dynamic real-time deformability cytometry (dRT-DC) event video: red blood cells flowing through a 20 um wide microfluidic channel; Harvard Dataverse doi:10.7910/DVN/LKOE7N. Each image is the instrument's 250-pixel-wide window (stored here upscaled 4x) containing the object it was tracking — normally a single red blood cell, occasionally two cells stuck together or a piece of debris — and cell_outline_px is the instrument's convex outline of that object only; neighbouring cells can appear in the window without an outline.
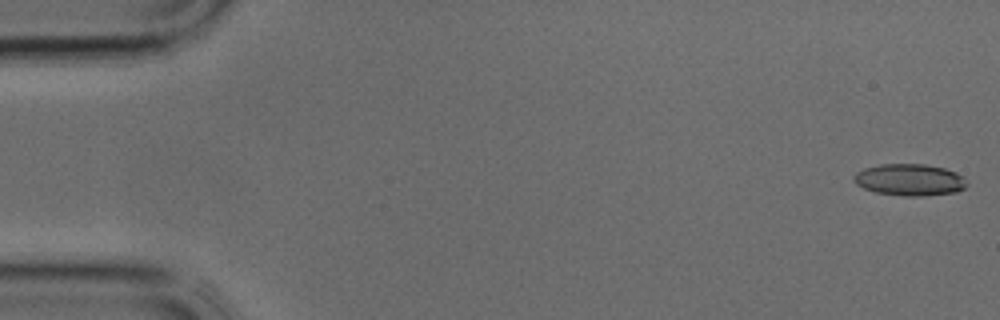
{"species": "common noctule bat (a hibernating species)", "species_latin": "Nyctalus noctula", "temperature_condition": "cold", "stored_images_in_passage": 38, "camera_frame_rate_fps": 3000, "um_per_image_px": 0.085, "animal": {"sex": "male", "body_mass_g": 17.9, "forearm_length_mm": 54.2}, "frame": {"image": 1, "passage_image": 1, "time_ms": 0.0, "image_size_px": [1000, 320], "cell_outline_px": [[968, 184], [964, 188], [956, 192], [924, 196], [904, 196], [876, 192], [864, 188], [856, 184], [852, 180], [852, 176], [856, 172], [864, 168], [880, 164], [924, 164], [944, 168], [956, 172], [964, 176]], "centroid_in_image_um": [77.32, 15.28], "position_along_channel_um": 7.7, "area_um2": 21.1}}
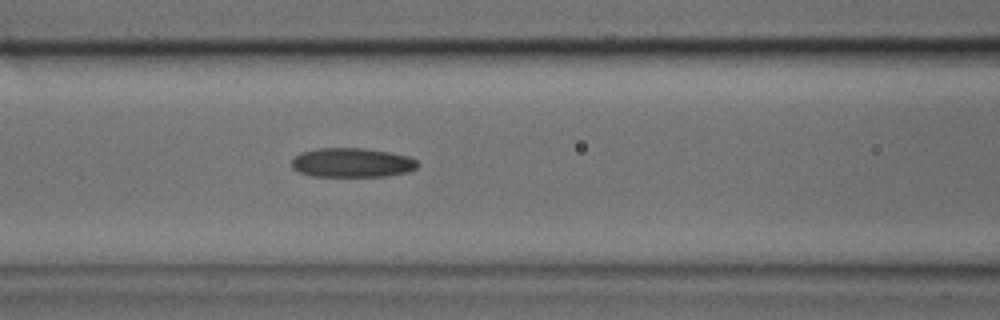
{"frame": {"image": 2, "passage_image": 16, "time_ms": 5.0, "image_size_px": [1000, 320], "cell_outline_px": [[420, 164], [416, 168], [408, 172], [384, 176], [312, 176], [300, 172], [292, 168], [292, 160], [300, 152], [316, 148], [364, 148], [392, 152], [408, 156], [416, 160]], "centroid_in_image_um": [29.94, 13.81], "position_along_channel_um": 136.7, "area_um2": 21.62}}
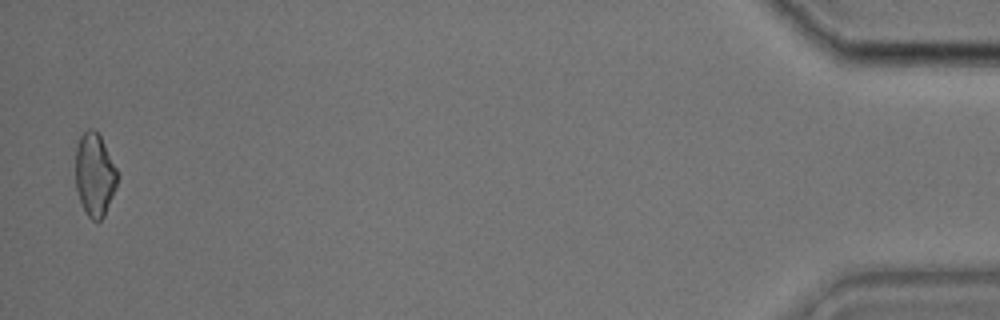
{"frame": {"image": 3, "passage_image": 38, "time_ms": 12.333, "image_size_px": [1000, 320], "cell_outline_px": [[120, 176], [104, 216], [100, 220], [92, 220], [88, 216], [80, 200], [76, 188], [76, 148], [80, 136], [88, 128], [92, 128], [100, 136]], "centroid_in_image_um": [8.05, 14.84], "position_along_channel_um": 427.1, "area_um2": 20.0}}